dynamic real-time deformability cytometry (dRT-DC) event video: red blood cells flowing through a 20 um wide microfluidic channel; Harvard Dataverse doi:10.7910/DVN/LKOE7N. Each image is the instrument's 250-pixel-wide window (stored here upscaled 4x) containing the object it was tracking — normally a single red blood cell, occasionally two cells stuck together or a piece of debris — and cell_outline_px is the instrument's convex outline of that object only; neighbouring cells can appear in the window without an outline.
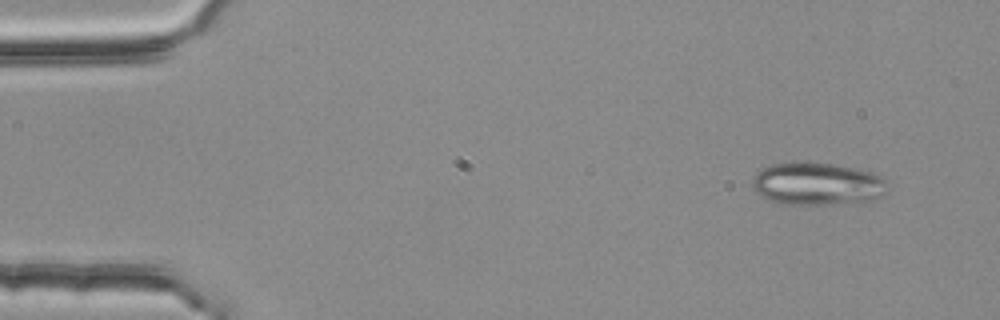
{"species": "common noctule bat (a hibernating species)", "species_latin": "Nyctalus noctula", "temperature_condition": "room temperature", "stored_images_in_passage": 3, "camera_frame_rate_fps": 3000, "um_per_image_px": 0.085, "animal": {"sex": "female", "body_mass_g": 25.1}, "frame": {"image": 1, "passage_image": 1, "time_ms": 0.0, "image_size_px": [1000, 320], "cell_outline_px": [[888, 188], [880, 196], [872, 200], [832, 204], [788, 204], [768, 200], [760, 196], [752, 188], [752, 176], [756, 172], [772, 164], [796, 160], [832, 164], [872, 172], [880, 176], [888, 184]], "centroid_in_image_um": [69.41, 15.61], "position_along_channel_um": 15.6, "area_um2": 33.81}}